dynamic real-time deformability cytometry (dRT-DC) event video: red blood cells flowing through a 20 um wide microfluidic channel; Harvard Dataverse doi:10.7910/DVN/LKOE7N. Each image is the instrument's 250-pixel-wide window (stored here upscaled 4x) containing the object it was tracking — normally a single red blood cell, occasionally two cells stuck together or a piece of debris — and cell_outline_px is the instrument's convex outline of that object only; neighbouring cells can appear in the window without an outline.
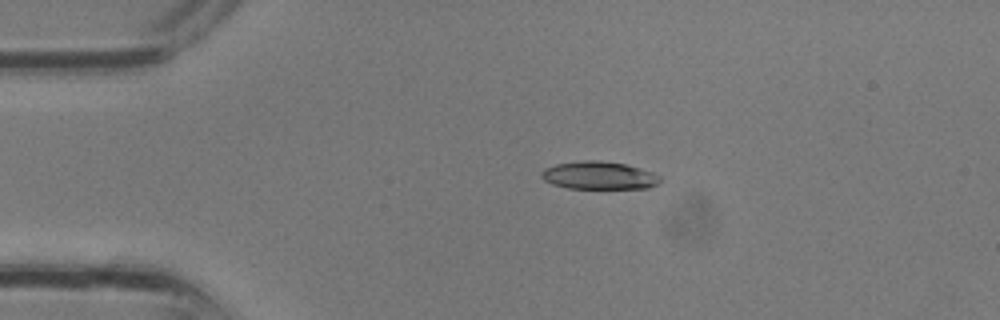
{"species": "common noctule bat (a hibernating species)", "species_latin": "Nyctalus noctula", "temperature_condition": "room temperature", "stored_images_in_passage": 2, "camera_frame_rate_fps": 3000, "um_per_image_px": 0.085, "animal": {"sex": "male", "body_mass_g": 13.3}, "frame": {"image": 1, "passage_image": 1, "time_ms": 0.0, "image_size_px": [1000, 320], "cell_outline_px": [[660, 180], [656, 184], [648, 188], [568, 188], [552, 184], [544, 180], [540, 176], [540, 172], [544, 168], [556, 164], [584, 160], [600, 160], [624, 164], [652, 172], [660, 176]], "centroid_in_image_um": [50.86, 14.91], "position_along_channel_um": 34.1, "area_um2": 19.13}}